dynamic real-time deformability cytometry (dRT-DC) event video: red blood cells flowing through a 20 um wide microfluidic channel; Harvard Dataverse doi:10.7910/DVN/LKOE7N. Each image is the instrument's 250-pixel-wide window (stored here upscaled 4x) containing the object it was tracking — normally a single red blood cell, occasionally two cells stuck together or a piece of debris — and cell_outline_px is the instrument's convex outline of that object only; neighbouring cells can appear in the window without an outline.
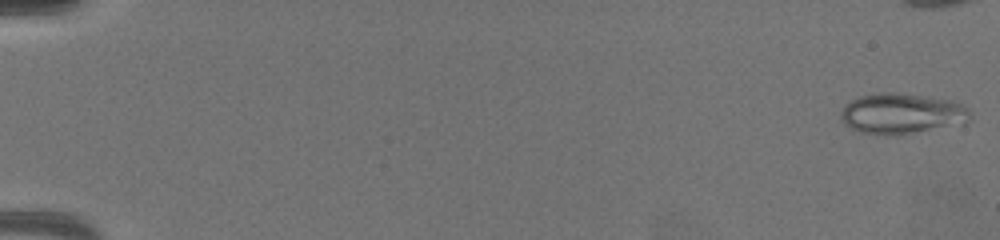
{"species": "common noctule bat (a hibernating species)", "species_latin": "Nyctalus noctula", "temperature_condition": "warm", "stored_images_in_passage": 55, "camera_frame_rate_fps": 3000, "um_per_image_px": 0.085, "animal": {"sex": "female", "body_mass_g": 19.5, "forearm_length_mm": 54.1}, "frame": {"image": 1, "passage_image": 1, "time_ms": 0.0, "image_size_px": [1000, 240], "cell_outline_px": [[972, 120], [968, 124], [900, 136], [888, 136], [860, 132], [844, 124], [840, 120], [840, 112], [844, 104], [860, 96], [884, 92], [892, 92], [932, 96], [956, 100], [964, 104], [968, 108], [972, 116]], "centroid_in_image_um": [76.75, 9.67], "position_along_channel_um": 8.2, "area_um2": 31.96}}
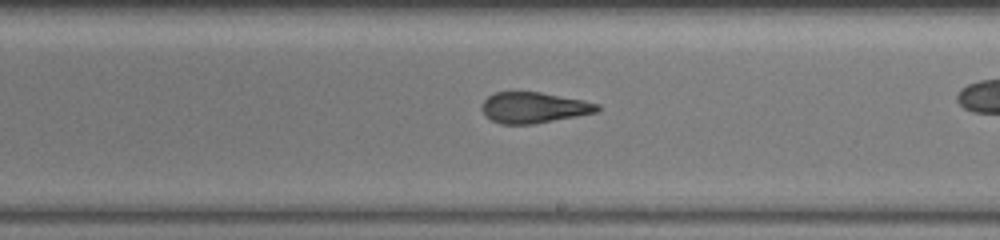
{"frame": {"image": 2, "passage_image": 40, "time_ms": 13.0, "image_size_px": [1000, 240], "cell_outline_px": [[600, 108], [596, 112], [576, 116], [532, 124], [500, 124], [484, 116], [480, 108], [484, 100], [488, 96], [496, 92], [540, 92], [584, 100], [600, 104]], "centroid_in_image_um": [45.34, 9.14], "position_along_channel_um": 243.7, "area_um2": 20.75}}
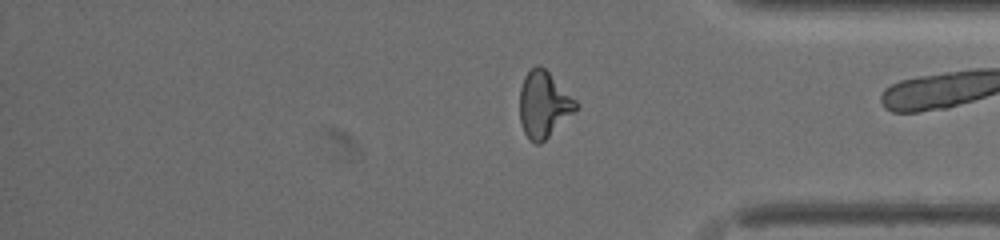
{"frame": {"image": 3, "passage_image": 54, "time_ms": 17.667, "image_size_px": [1000, 240], "cell_outline_px": [[580, 104], [540, 144], [536, 144], [528, 140], [524, 132], [520, 120], [520, 88], [524, 76], [536, 64], [540, 64]], "centroid_in_image_um": [46.17, 8.86], "position_along_channel_um": 389.0, "area_um2": 21.21}}